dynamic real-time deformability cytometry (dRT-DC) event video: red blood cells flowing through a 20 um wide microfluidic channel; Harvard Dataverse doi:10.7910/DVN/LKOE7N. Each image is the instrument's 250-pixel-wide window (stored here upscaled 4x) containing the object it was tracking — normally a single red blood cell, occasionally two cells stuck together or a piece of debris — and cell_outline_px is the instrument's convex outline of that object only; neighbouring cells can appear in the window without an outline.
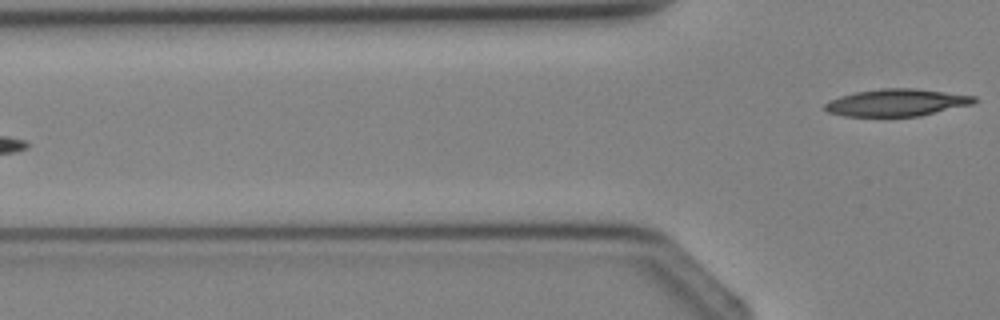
{"species": "Egyptian fruit bat (a non-hibernating species)", "species_latin": "Rousettus aegyptiacus", "temperature_condition": "cold", "stored_images_in_passage": 4, "camera_frame_rate_fps": 3000, "um_per_image_px": 0.085, "animal": {"sex": "female"}, "frame": {"image": 1, "passage_image": 4, "time_ms": 3.333, "image_size_px": [1000, 320], "cell_outline_px": [[980, 100], [976, 104], [920, 116], [844, 116], [828, 112], [824, 108], [824, 104], [840, 96], [856, 92], [880, 88], [916, 88], [976, 96]], "centroid_in_image_um": [76.31, 8.72], "position_along_channel_um": 49.5, "area_um2": 23.87}}